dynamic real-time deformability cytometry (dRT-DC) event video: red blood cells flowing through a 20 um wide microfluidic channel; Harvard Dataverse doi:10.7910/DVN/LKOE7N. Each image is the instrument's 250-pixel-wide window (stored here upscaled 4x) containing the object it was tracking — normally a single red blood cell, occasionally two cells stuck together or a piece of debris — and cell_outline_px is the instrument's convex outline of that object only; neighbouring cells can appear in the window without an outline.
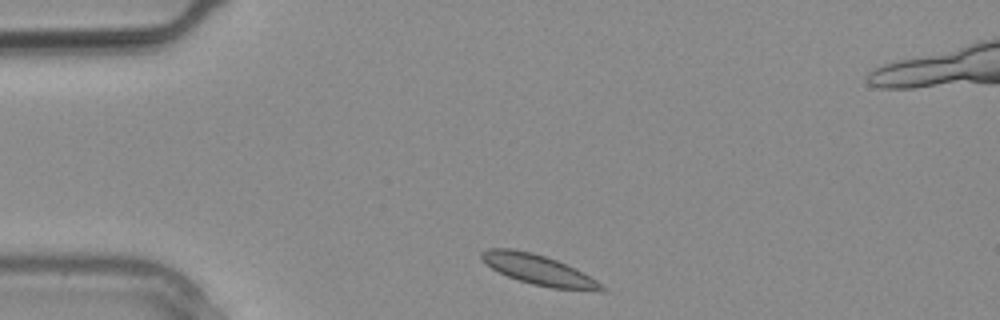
{"species": "common noctule bat (a hibernating species)", "species_latin": "Nyctalus noctula", "temperature_condition": "warm", "stored_images_in_passage": 2, "camera_frame_rate_fps": 3000, "um_per_image_px": 0.085, "animal": {"sex": "male", "body_mass_g": 20.4}, "frame": {"image": 1, "passage_image": 1, "time_ms": 0.0, "image_size_px": [1000, 320], "cell_outline_px": [[608, 292], [596, 292], [552, 288], [532, 284], [508, 276], [492, 268], [480, 256], [480, 252], [488, 248], [512, 248], [532, 252], [556, 260], [576, 268], [584, 272], [608, 288]], "centroid_in_image_um": [45.89, 22.96], "position_along_channel_um": 39.1, "area_um2": 21.27}}